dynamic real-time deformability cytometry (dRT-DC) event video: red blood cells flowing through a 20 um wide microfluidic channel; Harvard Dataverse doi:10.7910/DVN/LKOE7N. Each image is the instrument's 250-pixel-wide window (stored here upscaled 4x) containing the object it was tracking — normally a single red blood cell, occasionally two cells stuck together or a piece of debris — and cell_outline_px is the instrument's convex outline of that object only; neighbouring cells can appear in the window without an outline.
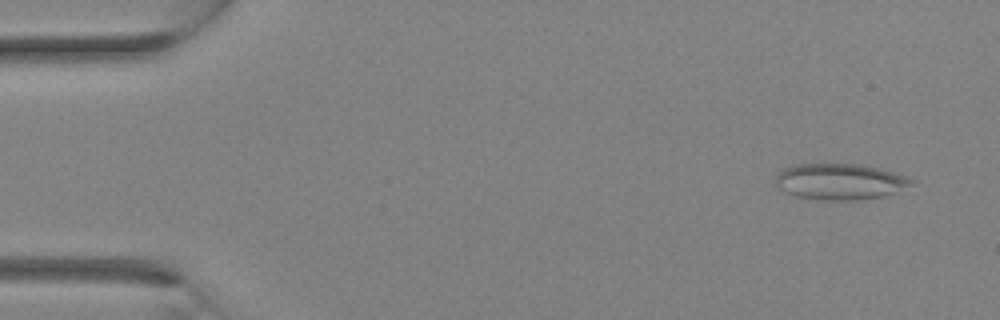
{"species": "Egyptian fruit bat (a non-hibernating species)", "species_latin": "Rousettus aegyptiacus", "temperature_condition": "room temperature", "stored_images_in_passage": 4, "camera_frame_rate_fps": 3000, "um_per_image_px": 0.085, "animal": {"sex": "female"}, "frame": {"image": 1, "passage_image": 1, "time_ms": 0.0, "image_size_px": [1000, 320], "cell_outline_px": [[916, 180], [912, 184], [896, 192], [884, 196], [852, 200], [824, 200], [796, 196], [784, 192], [776, 184], [776, 176], [784, 168], [796, 164], [864, 164], [880, 168]], "centroid_in_image_um": [71.4, 15.43], "position_along_channel_um": 13.6, "area_um2": 28.44}}